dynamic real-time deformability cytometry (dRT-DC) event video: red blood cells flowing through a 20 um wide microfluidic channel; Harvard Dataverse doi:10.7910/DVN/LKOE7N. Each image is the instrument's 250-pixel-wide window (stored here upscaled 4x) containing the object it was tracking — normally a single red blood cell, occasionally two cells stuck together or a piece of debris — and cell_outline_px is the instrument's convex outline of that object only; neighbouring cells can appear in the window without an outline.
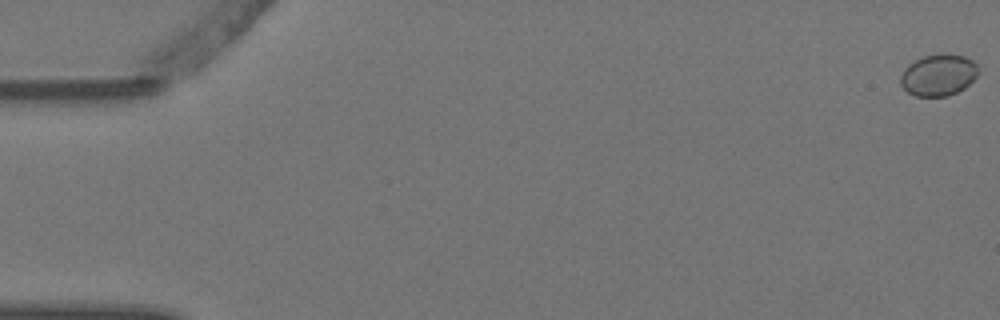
{"species": "Egyptian fruit bat (a non-hibernating species)", "species_latin": "Rousettus aegyptiacus", "temperature_condition": "warm", "stored_images_in_passage": 2, "camera_frame_rate_fps": 3000, "um_per_image_px": 0.085, "animal": {"sex": "female"}, "frame": {"image": 1, "passage_image": 2, "time_ms": 0.333, "image_size_px": [1000, 320], "cell_outline_px": [[976, 76], [964, 88], [948, 96], [916, 96], [908, 92], [900, 84], [900, 76], [904, 68], [908, 64], [924, 56], [948, 52], [964, 56], [972, 60], [976, 64]], "centroid_in_image_um": [79.74, 6.36], "position_along_channel_um": 5.3, "area_um2": 18.79}}